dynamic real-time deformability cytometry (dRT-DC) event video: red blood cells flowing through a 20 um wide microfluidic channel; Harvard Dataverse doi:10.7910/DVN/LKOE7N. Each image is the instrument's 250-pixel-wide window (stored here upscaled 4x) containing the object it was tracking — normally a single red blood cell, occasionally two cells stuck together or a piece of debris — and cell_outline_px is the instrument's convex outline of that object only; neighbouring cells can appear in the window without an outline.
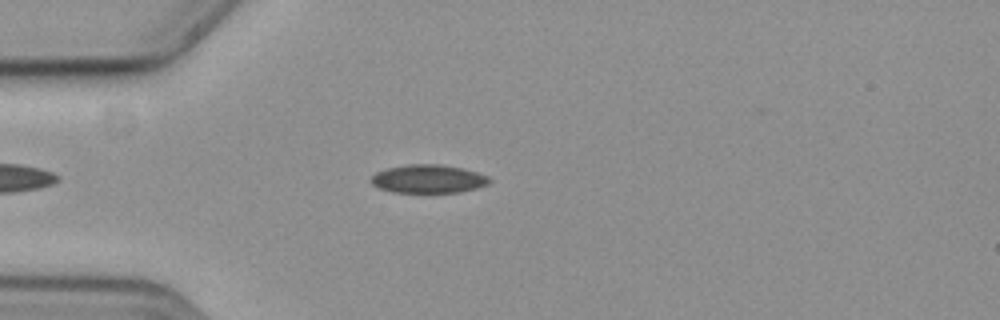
{"species": "common noctule bat (a hibernating species)", "species_latin": "Nyctalus noctula", "temperature_condition": "cold", "stored_images_in_passage": 47, "camera_frame_rate_fps": 3000, "um_per_image_px": 0.085, "animal": {"sex": "female", "body_mass_g": 19.3, "forearm_length_mm": 54.1}, "frame": {"image": 1, "passage_image": 8, "time_ms": 2.333, "image_size_px": [1000, 320], "cell_outline_px": [[492, 180], [488, 184], [476, 188], [460, 192], [392, 192], [380, 188], [372, 184], [372, 176], [376, 172], [384, 168], [408, 164], [444, 164], [476, 172], [488, 176]], "centroid_in_image_um": [36.4, 15.19], "position_along_channel_um": 48.6, "area_um2": 19.54}}
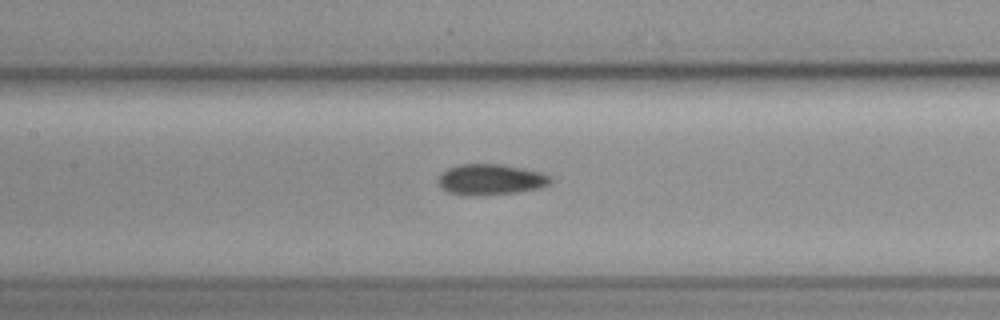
{"frame": {"image": 2, "passage_image": 19, "time_ms": 6.0, "image_size_px": [1000, 320], "cell_outline_px": [[552, 180], [548, 184], [540, 188], [520, 192], [480, 196], [468, 196], [448, 192], [440, 188], [440, 176], [448, 168], [460, 164], [504, 164], [524, 168], [540, 172], [552, 176]], "centroid_in_image_um": [41.74, 15.27], "position_along_channel_um": 165.7, "area_um2": 20.35}}
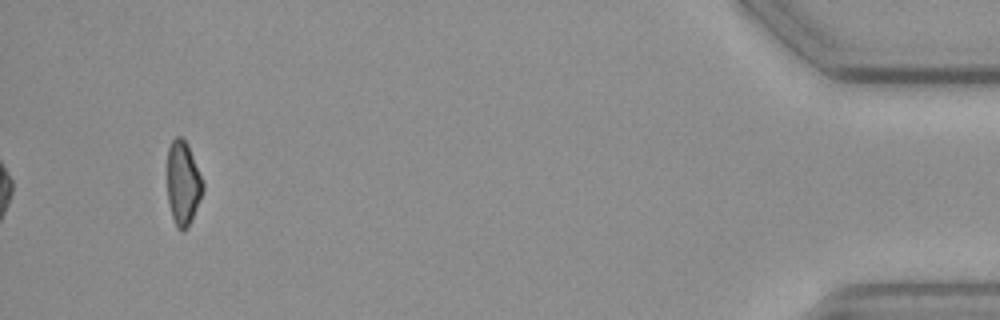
{"frame": {"image": 3, "passage_image": 47, "time_ms": 15.333, "image_size_px": [1000, 320], "cell_outline_px": [[204, 192], [188, 228], [184, 232], [180, 232], [176, 228], [168, 204], [168, 148], [172, 140], [176, 136], [180, 136], [188, 144], [204, 184]], "centroid_in_image_um": [15.57, 15.62], "position_along_channel_um": 419.6, "area_um2": 17.63}, "authors_computed_cell_mechanics": {"area_um2": 19.363, "velocity_mm_per_s": 3.5907, "shape_relaxation_time_tau1_ms": 8.6534, "shape_relaxation_time_tau2_ms": null, "deformation_change_tau1": 0.128, "deformation_change_tau2": null}}